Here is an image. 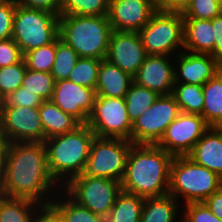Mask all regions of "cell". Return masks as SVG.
<instances>
[{
    "label": "cell",
    "instance_id": "cell-7",
    "mask_svg": "<svg viewBox=\"0 0 222 222\" xmlns=\"http://www.w3.org/2000/svg\"><path fill=\"white\" fill-rule=\"evenodd\" d=\"M138 34L147 55L175 56L184 50L183 14L158 9Z\"/></svg>",
    "mask_w": 222,
    "mask_h": 222
},
{
    "label": "cell",
    "instance_id": "cell-30",
    "mask_svg": "<svg viewBox=\"0 0 222 222\" xmlns=\"http://www.w3.org/2000/svg\"><path fill=\"white\" fill-rule=\"evenodd\" d=\"M78 58L77 52L70 45L66 44L60 37L56 39V55L51 71L55 82L68 79Z\"/></svg>",
    "mask_w": 222,
    "mask_h": 222
},
{
    "label": "cell",
    "instance_id": "cell-47",
    "mask_svg": "<svg viewBox=\"0 0 222 222\" xmlns=\"http://www.w3.org/2000/svg\"><path fill=\"white\" fill-rule=\"evenodd\" d=\"M7 143L8 142H7L4 132H3L2 119H1V115H0V148H6Z\"/></svg>",
    "mask_w": 222,
    "mask_h": 222
},
{
    "label": "cell",
    "instance_id": "cell-43",
    "mask_svg": "<svg viewBox=\"0 0 222 222\" xmlns=\"http://www.w3.org/2000/svg\"><path fill=\"white\" fill-rule=\"evenodd\" d=\"M214 29L213 57L222 65V13L211 19Z\"/></svg>",
    "mask_w": 222,
    "mask_h": 222
},
{
    "label": "cell",
    "instance_id": "cell-37",
    "mask_svg": "<svg viewBox=\"0 0 222 222\" xmlns=\"http://www.w3.org/2000/svg\"><path fill=\"white\" fill-rule=\"evenodd\" d=\"M42 102L36 93L21 86L3 99L2 106L39 107Z\"/></svg>",
    "mask_w": 222,
    "mask_h": 222
},
{
    "label": "cell",
    "instance_id": "cell-10",
    "mask_svg": "<svg viewBox=\"0 0 222 222\" xmlns=\"http://www.w3.org/2000/svg\"><path fill=\"white\" fill-rule=\"evenodd\" d=\"M96 137L120 138L131 142L132 122L125 98L96 96L86 123Z\"/></svg>",
    "mask_w": 222,
    "mask_h": 222
},
{
    "label": "cell",
    "instance_id": "cell-17",
    "mask_svg": "<svg viewBox=\"0 0 222 222\" xmlns=\"http://www.w3.org/2000/svg\"><path fill=\"white\" fill-rule=\"evenodd\" d=\"M174 66V56L147 55L133 80L158 95H170L175 84Z\"/></svg>",
    "mask_w": 222,
    "mask_h": 222
},
{
    "label": "cell",
    "instance_id": "cell-28",
    "mask_svg": "<svg viewBox=\"0 0 222 222\" xmlns=\"http://www.w3.org/2000/svg\"><path fill=\"white\" fill-rule=\"evenodd\" d=\"M201 84L175 83L172 90L180 112L201 115L204 96Z\"/></svg>",
    "mask_w": 222,
    "mask_h": 222
},
{
    "label": "cell",
    "instance_id": "cell-32",
    "mask_svg": "<svg viewBox=\"0 0 222 222\" xmlns=\"http://www.w3.org/2000/svg\"><path fill=\"white\" fill-rule=\"evenodd\" d=\"M22 87L36 93L43 101L51 100L55 87L54 77L49 72L26 69Z\"/></svg>",
    "mask_w": 222,
    "mask_h": 222
},
{
    "label": "cell",
    "instance_id": "cell-8",
    "mask_svg": "<svg viewBox=\"0 0 222 222\" xmlns=\"http://www.w3.org/2000/svg\"><path fill=\"white\" fill-rule=\"evenodd\" d=\"M74 201L105 218L122 191L119 181L81 175L73 177L63 188Z\"/></svg>",
    "mask_w": 222,
    "mask_h": 222
},
{
    "label": "cell",
    "instance_id": "cell-40",
    "mask_svg": "<svg viewBox=\"0 0 222 222\" xmlns=\"http://www.w3.org/2000/svg\"><path fill=\"white\" fill-rule=\"evenodd\" d=\"M23 56L19 46L12 38L0 41V68L19 63Z\"/></svg>",
    "mask_w": 222,
    "mask_h": 222
},
{
    "label": "cell",
    "instance_id": "cell-52",
    "mask_svg": "<svg viewBox=\"0 0 222 222\" xmlns=\"http://www.w3.org/2000/svg\"><path fill=\"white\" fill-rule=\"evenodd\" d=\"M157 4H159L162 0H154Z\"/></svg>",
    "mask_w": 222,
    "mask_h": 222
},
{
    "label": "cell",
    "instance_id": "cell-51",
    "mask_svg": "<svg viewBox=\"0 0 222 222\" xmlns=\"http://www.w3.org/2000/svg\"><path fill=\"white\" fill-rule=\"evenodd\" d=\"M2 103H3V100H2V98L0 97V108H1V106H2Z\"/></svg>",
    "mask_w": 222,
    "mask_h": 222
},
{
    "label": "cell",
    "instance_id": "cell-9",
    "mask_svg": "<svg viewBox=\"0 0 222 222\" xmlns=\"http://www.w3.org/2000/svg\"><path fill=\"white\" fill-rule=\"evenodd\" d=\"M131 145L125 139L95 136L83 174L121 182Z\"/></svg>",
    "mask_w": 222,
    "mask_h": 222
},
{
    "label": "cell",
    "instance_id": "cell-31",
    "mask_svg": "<svg viewBox=\"0 0 222 222\" xmlns=\"http://www.w3.org/2000/svg\"><path fill=\"white\" fill-rule=\"evenodd\" d=\"M109 0H62L60 15L107 16Z\"/></svg>",
    "mask_w": 222,
    "mask_h": 222
},
{
    "label": "cell",
    "instance_id": "cell-23",
    "mask_svg": "<svg viewBox=\"0 0 222 222\" xmlns=\"http://www.w3.org/2000/svg\"><path fill=\"white\" fill-rule=\"evenodd\" d=\"M182 206L170 194L144 198L140 222H176L177 218H180L179 215H182L180 212Z\"/></svg>",
    "mask_w": 222,
    "mask_h": 222
},
{
    "label": "cell",
    "instance_id": "cell-38",
    "mask_svg": "<svg viewBox=\"0 0 222 222\" xmlns=\"http://www.w3.org/2000/svg\"><path fill=\"white\" fill-rule=\"evenodd\" d=\"M183 207L182 215L188 222H222L204 202L188 203Z\"/></svg>",
    "mask_w": 222,
    "mask_h": 222
},
{
    "label": "cell",
    "instance_id": "cell-45",
    "mask_svg": "<svg viewBox=\"0 0 222 222\" xmlns=\"http://www.w3.org/2000/svg\"><path fill=\"white\" fill-rule=\"evenodd\" d=\"M192 1L193 0H162L158 6L159 9L166 11L183 12Z\"/></svg>",
    "mask_w": 222,
    "mask_h": 222
},
{
    "label": "cell",
    "instance_id": "cell-50",
    "mask_svg": "<svg viewBox=\"0 0 222 222\" xmlns=\"http://www.w3.org/2000/svg\"><path fill=\"white\" fill-rule=\"evenodd\" d=\"M7 0H0V5L4 4Z\"/></svg>",
    "mask_w": 222,
    "mask_h": 222
},
{
    "label": "cell",
    "instance_id": "cell-48",
    "mask_svg": "<svg viewBox=\"0 0 222 222\" xmlns=\"http://www.w3.org/2000/svg\"><path fill=\"white\" fill-rule=\"evenodd\" d=\"M181 217H180V219L178 218L177 220H176V222H188L182 215H180Z\"/></svg>",
    "mask_w": 222,
    "mask_h": 222
},
{
    "label": "cell",
    "instance_id": "cell-3",
    "mask_svg": "<svg viewBox=\"0 0 222 222\" xmlns=\"http://www.w3.org/2000/svg\"><path fill=\"white\" fill-rule=\"evenodd\" d=\"M94 138L91 128L81 124L73 131L44 141L49 171L62 188L73 177L83 173Z\"/></svg>",
    "mask_w": 222,
    "mask_h": 222
},
{
    "label": "cell",
    "instance_id": "cell-39",
    "mask_svg": "<svg viewBox=\"0 0 222 222\" xmlns=\"http://www.w3.org/2000/svg\"><path fill=\"white\" fill-rule=\"evenodd\" d=\"M15 10L16 3L14 0H7L0 5V41L12 37Z\"/></svg>",
    "mask_w": 222,
    "mask_h": 222
},
{
    "label": "cell",
    "instance_id": "cell-46",
    "mask_svg": "<svg viewBox=\"0 0 222 222\" xmlns=\"http://www.w3.org/2000/svg\"><path fill=\"white\" fill-rule=\"evenodd\" d=\"M6 148H0V195L4 187V169H5Z\"/></svg>",
    "mask_w": 222,
    "mask_h": 222
},
{
    "label": "cell",
    "instance_id": "cell-29",
    "mask_svg": "<svg viewBox=\"0 0 222 222\" xmlns=\"http://www.w3.org/2000/svg\"><path fill=\"white\" fill-rule=\"evenodd\" d=\"M156 92L133 82L125 95L128 117L133 123L159 97Z\"/></svg>",
    "mask_w": 222,
    "mask_h": 222
},
{
    "label": "cell",
    "instance_id": "cell-11",
    "mask_svg": "<svg viewBox=\"0 0 222 222\" xmlns=\"http://www.w3.org/2000/svg\"><path fill=\"white\" fill-rule=\"evenodd\" d=\"M180 109L172 94L160 95L156 101L132 123L131 142L157 144L166 128L177 118Z\"/></svg>",
    "mask_w": 222,
    "mask_h": 222
},
{
    "label": "cell",
    "instance_id": "cell-35",
    "mask_svg": "<svg viewBox=\"0 0 222 222\" xmlns=\"http://www.w3.org/2000/svg\"><path fill=\"white\" fill-rule=\"evenodd\" d=\"M26 69L24 58L19 63L0 68V97L2 100L22 86Z\"/></svg>",
    "mask_w": 222,
    "mask_h": 222
},
{
    "label": "cell",
    "instance_id": "cell-42",
    "mask_svg": "<svg viewBox=\"0 0 222 222\" xmlns=\"http://www.w3.org/2000/svg\"><path fill=\"white\" fill-rule=\"evenodd\" d=\"M36 222H67L65 217L51 204L39 206Z\"/></svg>",
    "mask_w": 222,
    "mask_h": 222
},
{
    "label": "cell",
    "instance_id": "cell-20",
    "mask_svg": "<svg viewBox=\"0 0 222 222\" xmlns=\"http://www.w3.org/2000/svg\"><path fill=\"white\" fill-rule=\"evenodd\" d=\"M133 77L107 59L100 62L97 77L96 95L104 97L125 98Z\"/></svg>",
    "mask_w": 222,
    "mask_h": 222
},
{
    "label": "cell",
    "instance_id": "cell-4",
    "mask_svg": "<svg viewBox=\"0 0 222 222\" xmlns=\"http://www.w3.org/2000/svg\"><path fill=\"white\" fill-rule=\"evenodd\" d=\"M112 31L107 16L59 15V37L79 57L106 59Z\"/></svg>",
    "mask_w": 222,
    "mask_h": 222
},
{
    "label": "cell",
    "instance_id": "cell-21",
    "mask_svg": "<svg viewBox=\"0 0 222 222\" xmlns=\"http://www.w3.org/2000/svg\"><path fill=\"white\" fill-rule=\"evenodd\" d=\"M184 51L213 57L214 29L211 20L183 18Z\"/></svg>",
    "mask_w": 222,
    "mask_h": 222
},
{
    "label": "cell",
    "instance_id": "cell-1",
    "mask_svg": "<svg viewBox=\"0 0 222 222\" xmlns=\"http://www.w3.org/2000/svg\"><path fill=\"white\" fill-rule=\"evenodd\" d=\"M60 189L49 171L44 142L7 143L2 195L42 205L51 203Z\"/></svg>",
    "mask_w": 222,
    "mask_h": 222
},
{
    "label": "cell",
    "instance_id": "cell-49",
    "mask_svg": "<svg viewBox=\"0 0 222 222\" xmlns=\"http://www.w3.org/2000/svg\"><path fill=\"white\" fill-rule=\"evenodd\" d=\"M218 4H219L220 11L222 13V0H218Z\"/></svg>",
    "mask_w": 222,
    "mask_h": 222
},
{
    "label": "cell",
    "instance_id": "cell-44",
    "mask_svg": "<svg viewBox=\"0 0 222 222\" xmlns=\"http://www.w3.org/2000/svg\"><path fill=\"white\" fill-rule=\"evenodd\" d=\"M204 203L215 216L222 220V186L209 196Z\"/></svg>",
    "mask_w": 222,
    "mask_h": 222
},
{
    "label": "cell",
    "instance_id": "cell-18",
    "mask_svg": "<svg viewBox=\"0 0 222 222\" xmlns=\"http://www.w3.org/2000/svg\"><path fill=\"white\" fill-rule=\"evenodd\" d=\"M174 65L175 83L201 85L222 68L210 54H196L184 50L174 56Z\"/></svg>",
    "mask_w": 222,
    "mask_h": 222
},
{
    "label": "cell",
    "instance_id": "cell-22",
    "mask_svg": "<svg viewBox=\"0 0 222 222\" xmlns=\"http://www.w3.org/2000/svg\"><path fill=\"white\" fill-rule=\"evenodd\" d=\"M39 115L45 132V140L73 131L81 125L76 118L61 110L51 100L41 103Z\"/></svg>",
    "mask_w": 222,
    "mask_h": 222
},
{
    "label": "cell",
    "instance_id": "cell-36",
    "mask_svg": "<svg viewBox=\"0 0 222 222\" xmlns=\"http://www.w3.org/2000/svg\"><path fill=\"white\" fill-rule=\"evenodd\" d=\"M183 18L211 20L221 14L218 0H193L182 12Z\"/></svg>",
    "mask_w": 222,
    "mask_h": 222
},
{
    "label": "cell",
    "instance_id": "cell-25",
    "mask_svg": "<svg viewBox=\"0 0 222 222\" xmlns=\"http://www.w3.org/2000/svg\"><path fill=\"white\" fill-rule=\"evenodd\" d=\"M39 203L0 195V222H36Z\"/></svg>",
    "mask_w": 222,
    "mask_h": 222
},
{
    "label": "cell",
    "instance_id": "cell-26",
    "mask_svg": "<svg viewBox=\"0 0 222 222\" xmlns=\"http://www.w3.org/2000/svg\"><path fill=\"white\" fill-rule=\"evenodd\" d=\"M144 198L121 191L104 222H140Z\"/></svg>",
    "mask_w": 222,
    "mask_h": 222
},
{
    "label": "cell",
    "instance_id": "cell-34",
    "mask_svg": "<svg viewBox=\"0 0 222 222\" xmlns=\"http://www.w3.org/2000/svg\"><path fill=\"white\" fill-rule=\"evenodd\" d=\"M56 55V40L32 49L23 56L28 69L51 73Z\"/></svg>",
    "mask_w": 222,
    "mask_h": 222
},
{
    "label": "cell",
    "instance_id": "cell-16",
    "mask_svg": "<svg viewBox=\"0 0 222 222\" xmlns=\"http://www.w3.org/2000/svg\"><path fill=\"white\" fill-rule=\"evenodd\" d=\"M96 96L95 89L65 79L55 82L51 101L81 124H86L93 111Z\"/></svg>",
    "mask_w": 222,
    "mask_h": 222
},
{
    "label": "cell",
    "instance_id": "cell-6",
    "mask_svg": "<svg viewBox=\"0 0 222 222\" xmlns=\"http://www.w3.org/2000/svg\"><path fill=\"white\" fill-rule=\"evenodd\" d=\"M59 37V15L43 9L16 5L12 39L22 54L48 45Z\"/></svg>",
    "mask_w": 222,
    "mask_h": 222
},
{
    "label": "cell",
    "instance_id": "cell-2",
    "mask_svg": "<svg viewBox=\"0 0 222 222\" xmlns=\"http://www.w3.org/2000/svg\"><path fill=\"white\" fill-rule=\"evenodd\" d=\"M173 158L156 144L132 143L120 182L122 190L143 198L168 194Z\"/></svg>",
    "mask_w": 222,
    "mask_h": 222
},
{
    "label": "cell",
    "instance_id": "cell-27",
    "mask_svg": "<svg viewBox=\"0 0 222 222\" xmlns=\"http://www.w3.org/2000/svg\"><path fill=\"white\" fill-rule=\"evenodd\" d=\"M60 189L51 204L65 217L67 222H104V218L74 201ZM59 195V196H58Z\"/></svg>",
    "mask_w": 222,
    "mask_h": 222
},
{
    "label": "cell",
    "instance_id": "cell-5",
    "mask_svg": "<svg viewBox=\"0 0 222 222\" xmlns=\"http://www.w3.org/2000/svg\"><path fill=\"white\" fill-rule=\"evenodd\" d=\"M221 186L222 178L213 171L196 164L188 156H174L168 194L178 201L184 198L183 205L204 202Z\"/></svg>",
    "mask_w": 222,
    "mask_h": 222
},
{
    "label": "cell",
    "instance_id": "cell-33",
    "mask_svg": "<svg viewBox=\"0 0 222 222\" xmlns=\"http://www.w3.org/2000/svg\"><path fill=\"white\" fill-rule=\"evenodd\" d=\"M100 62L95 58L79 57L68 80L96 90Z\"/></svg>",
    "mask_w": 222,
    "mask_h": 222
},
{
    "label": "cell",
    "instance_id": "cell-12",
    "mask_svg": "<svg viewBox=\"0 0 222 222\" xmlns=\"http://www.w3.org/2000/svg\"><path fill=\"white\" fill-rule=\"evenodd\" d=\"M209 128L202 115L180 112L156 145L173 156H187Z\"/></svg>",
    "mask_w": 222,
    "mask_h": 222
},
{
    "label": "cell",
    "instance_id": "cell-15",
    "mask_svg": "<svg viewBox=\"0 0 222 222\" xmlns=\"http://www.w3.org/2000/svg\"><path fill=\"white\" fill-rule=\"evenodd\" d=\"M159 9L154 0H109L108 20L112 30H141Z\"/></svg>",
    "mask_w": 222,
    "mask_h": 222
},
{
    "label": "cell",
    "instance_id": "cell-14",
    "mask_svg": "<svg viewBox=\"0 0 222 222\" xmlns=\"http://www.w3.org/2000/svg\"><path fill=\"white\" fill-rule=\"evenodd\" d=\"M146 56L147 53L138 32L112 31L106 56L110 63L134 77Z\"/></svg>",
    "mask_w": 222,
    "mask_h": 222
},
{
    "label": "cell",
    "instance_id": "cell-19",
    "mask_svg": "<svg viewBox=\"0 0 222 222\" xmlns=\"http://www.w3.org/2000/svg\"><path fill=\"white\" fill-rule=\"evenodd\" d=\"M222 178V129L210 127L187 155Z\"/></svg>",
    "mask_w": 222,
    "mask_h": 222
},
{
    "label": "cell",
    "instance_id": "cell-13",
    "mask_svg": "<svg viewBox=\"0 0 222 222\" xmlns=\"http://www.w3.org/2000/svg\"><path fill=\"white\" fill-rule=\"evenodd\" d=\"M0 115L8 143L45 141L39 107L1 106Z\"/></svg>",
    "mask_w": 222,
    "mask_h": 222
},
{
    "label": "cell",
    "instance_id": "cell-24",
    "mask_svg": "<svg viewBox=\"0 0 222 222\" xmlns=\"http://www.w3.org/2000/svg\"><path fill=\"white\" fill-rule=\"evenodd\" d=\"M202 116L210 127L222 126V68L203 86Z\"/></svg>",
    "mask_w": 222,
    "mask_h": 222
},
{
    "label": "cell",
    "instance_id": "cell-41",
    "mask_svg": "<svg viewBox=\"0 0 222 222\" xmlns=\"http://www.w3.org/2000/svg\"><path fill=\"white\" fill-rule=\"evenodd\" d=\"M16 5L28 8L43 9L60 15L62 0H14Z\"/></svg>",
    "mask_w": 222,
    "mask_h": 222
}]
</instances>
